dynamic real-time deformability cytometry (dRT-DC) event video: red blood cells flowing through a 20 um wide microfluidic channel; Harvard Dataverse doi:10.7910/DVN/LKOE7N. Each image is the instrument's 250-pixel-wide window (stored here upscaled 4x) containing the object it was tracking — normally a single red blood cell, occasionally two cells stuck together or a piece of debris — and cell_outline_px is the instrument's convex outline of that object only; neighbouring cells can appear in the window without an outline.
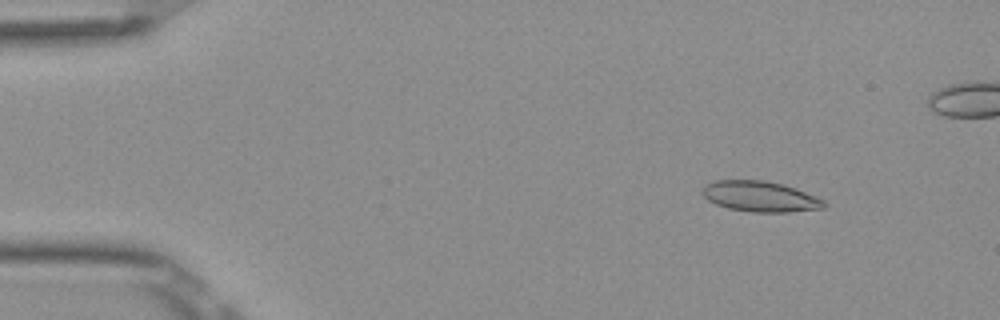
{"species": "Egyptian fruit bat (a non-hibernating species)", "species_latin": "Rousettus aegyptiacus", "temperature_condition": "room temperature", "stored_images_in_passage": 54, "camera_frame_rate_fps": 3000, "um_per_image_px": 0.085, "frame": {"image": 1, "passage_image": 7, "time_ms": 2.0, "image_size_px": [1000, 320], "cell_outline_px": [[828, 204], [824, 208], [788, 212], [752, 212], [728, 208], [716, 204], [708, 200], [700, 192], [704, 184], [716, 180], [764, 180], [796, 188], [816, 196], [824, 200]], "centroid_in_image_um": [64.6, 16.7], "position_along_channel_um": 20.4, "area_um2": 21.79}}
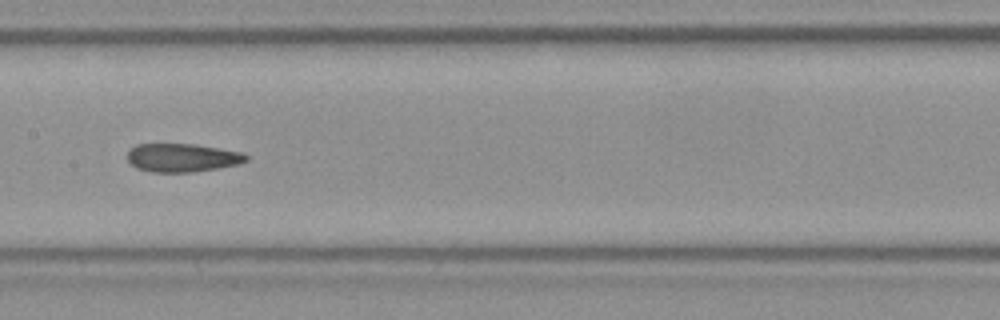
{"frame": {"image": 2, "passage_image": 27, "time_ms": 8.667, "image_size_px": [1000, 320], "cell_outline_px": [[248, 160], [240, 164], [220, 168], [192, 172], [152, 172], [136, 168], [128, 160], [128, 152], [136, 144], [196, 144], [244, 152], [248, 156]], "centroid_in_image_um": [15.55, 13.4], "position_along_channel_um": 191.9, "area_um2": 19.83}}
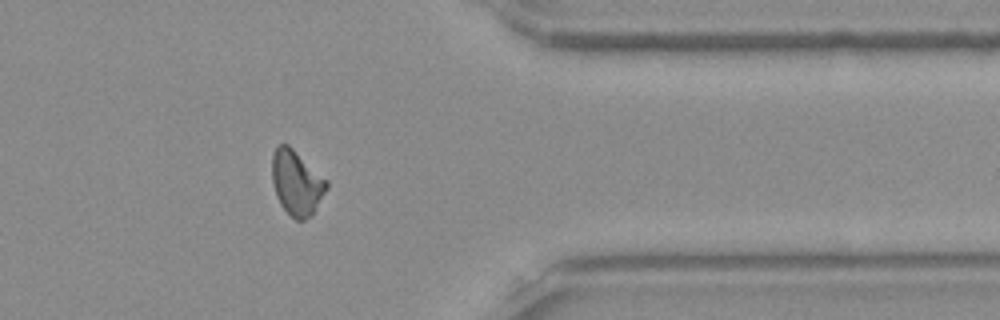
{"frame": {"image": 3, "passage_image": 43, "time_ms": 14.0, "image_size_px": [1000, 320], "cell_outline_px": [[328, 188], [312, 216], [304, 220], [296, 220], [280, 204], [276, 196], [272, 180], [272, 156], [276, 144], [288, 144], [328, 180]], "centroid_in_image_um": [25.22, 15.53], "position_along_channel_um": 386.2, "area_um2": 20.75}, "authors_computed_cell_mechanics": {"area_um2": 20.4612, "velocity_mm_per_s": 3.9145, "shape_relaxation_time_tau1_ms": null, "shape_relaxation_time_tau2_ms": 4.3839, "deformation_change_tau1": null, "deformation_change_tau2": 0.0928}}